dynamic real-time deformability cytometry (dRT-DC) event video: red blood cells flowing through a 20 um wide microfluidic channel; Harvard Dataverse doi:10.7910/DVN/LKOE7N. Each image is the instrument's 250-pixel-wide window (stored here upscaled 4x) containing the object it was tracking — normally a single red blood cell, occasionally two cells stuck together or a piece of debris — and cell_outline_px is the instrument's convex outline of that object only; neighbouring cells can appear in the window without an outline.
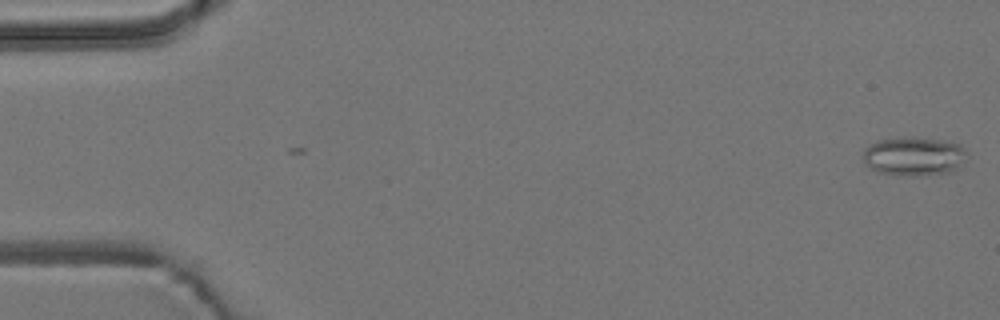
{"species": "common noctule bat (a hibernating species)", "species_latin": "Nyctalus noctula", "temperature_condition": "room temperature", "stored_images_in_passage": 2, "camera_frame_rate_fps": 3000, "um_per_image_px": 0.085, "animal": {"sex": "male", "body_mass_g": 19.2, "forearm_length_mm": 51.8}, "frame": {"image": 1, "passage_image": 2, "time_ms": 0.333, "image_size_px": [1000, 320], "cell_outline_px": [[968, 156], [960, 168], [952, 172], [924, 176], [896, 176], [876, 172], [864, 164], [864, 148], [868, 144], [876, 140], [904, 136], [912, 136], [944, 140], [960, 144], [968, 152]], "centroid_in_image_um": [77.7, 13.29], "position_along_channel_um": 7.3, "area_um2": 24.62}}